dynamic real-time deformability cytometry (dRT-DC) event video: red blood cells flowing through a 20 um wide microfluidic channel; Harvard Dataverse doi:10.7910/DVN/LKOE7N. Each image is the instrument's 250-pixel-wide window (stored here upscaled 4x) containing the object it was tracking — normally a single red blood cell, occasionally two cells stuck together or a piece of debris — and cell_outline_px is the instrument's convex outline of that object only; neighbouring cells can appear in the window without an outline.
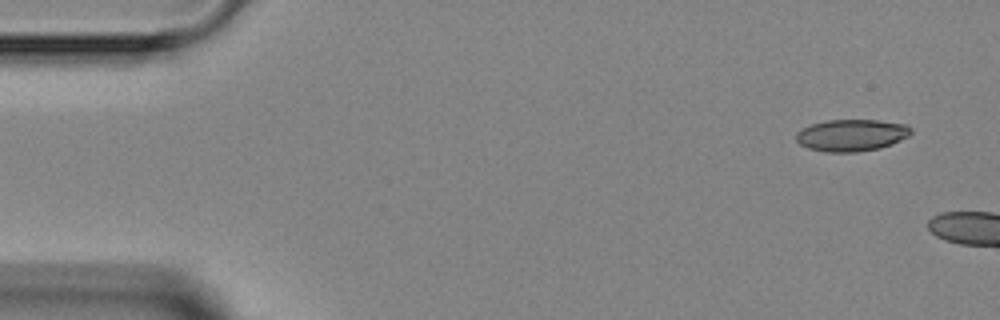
{"species": "Egyptian fruit bat (a non-hibernating species)", "species_latin": "Rousettus aegyptiacus", "temperature_condition": "room temperature", "stored_images_in_passage": 2, "camera_frame_rate_fps": 3000, "um_per_image_px": 0.085, "animal": {"sex": "female"}, "frame": {"image": 1, "passage_image": 1, "time_ms": 0.0, "image_size_px": [1000, 320], "cell_outline_px": [[912, 132], [908, 136], [892, 144], [880, 148], [856, 152], [824, 152], [808, 148], [800, 144], [796, 140], [796, 132], [812, 124], [828, 120], [876, 120], [908, 124], [912, 128]], "centroid_in_image_um": [72.4, 11.49], "position_along_channel_um": 12.6, "area_um2": 21.39}}